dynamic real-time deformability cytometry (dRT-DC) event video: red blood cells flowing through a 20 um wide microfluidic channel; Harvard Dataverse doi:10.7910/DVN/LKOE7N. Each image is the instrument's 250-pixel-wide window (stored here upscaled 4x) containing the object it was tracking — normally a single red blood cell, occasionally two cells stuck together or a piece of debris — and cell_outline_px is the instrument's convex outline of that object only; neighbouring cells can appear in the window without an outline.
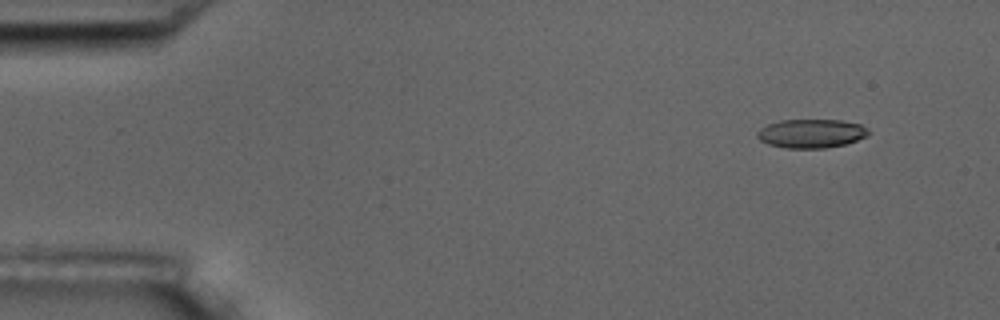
{"species": "common noctule bat (a hibernating species)", "species_latin": "Nyctalus noctula", "temperature_condition": "room temperature", "stored_images_in_passage": 6, "camera_frame_rate_fps": 3000, "um_per_image_px": 0.085, "animal": {"sex": "male", "body_mass_g": 17.5, "forearm_length_mm": 52.3}, "frame": {"image": 1, "passage_image": 1, "time_ms": 0.0, "image_size_px": [1000, 320], "cell_outline_px": [[868, 136], [844, 144], [824, 148], [784, 148], [768, 144], [760, 140], [756, 136], [756, 132], [760, 128], [768, 124], [780, 120], [840, 120], [860, 124], [868, 128]], "centroid_in_image_um": [68.93, 11.34], "position_along_channel_um": 16.1, "area_um2": 18.67}}
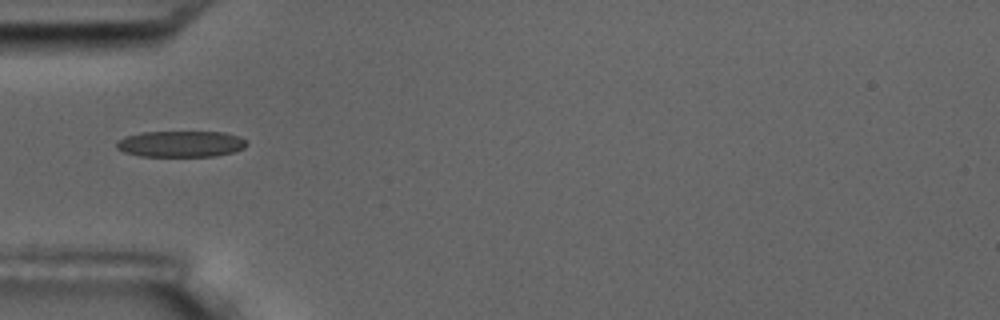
{"frame": {"image": 2, "passage_image": 4, "time_ms": 4.333, "image_size_px": [1000, 320], "cell_outline_px": [[248, 144], [244, 148], [232, 152], [216, 156], [140, 156], [124, 152], [116, 148], [116, 140], [124, 136], [140, 132], [224, 132], [240, 136]], "centroid_in_image_um": [15.33, 12.23], "position_along_channel_um": 69.7, "area_um2": 20.0}}